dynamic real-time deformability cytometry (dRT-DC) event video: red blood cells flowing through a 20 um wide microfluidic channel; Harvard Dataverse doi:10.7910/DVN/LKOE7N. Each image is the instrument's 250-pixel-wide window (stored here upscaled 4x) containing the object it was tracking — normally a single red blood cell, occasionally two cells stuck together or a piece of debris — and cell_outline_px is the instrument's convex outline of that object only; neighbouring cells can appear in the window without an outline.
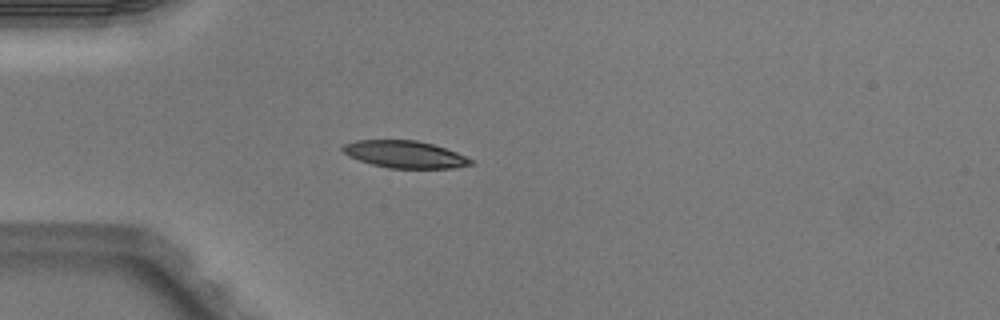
{"species": "Egyptian fruit bat (a non-hibernating species)", "species_latin": "Rousettus aegyptiacus", "temperature_condition": "warm", "stored_images_in_passage": 3, "camera_frame_rate_fps": 3000, "um_per_image_px": 0.085, "animal": {"sex": "male"}, "frame": {"image": 1, "passage_image": 3, "time_ms": 0.667, "image_size_px": [1000, 320], "cell_outline_px": [[472, 164], [456, 168], [388, 168], [372, 164], [348, 156], [340, 148], [344, 144], [356, 140], [416, 140], [432, 144], [456, 152], [472, 160]], "centroid_in_image_um": [34.38, 13.12], "position_along_channel_um": 50.6, "area_um2": 20.11}}